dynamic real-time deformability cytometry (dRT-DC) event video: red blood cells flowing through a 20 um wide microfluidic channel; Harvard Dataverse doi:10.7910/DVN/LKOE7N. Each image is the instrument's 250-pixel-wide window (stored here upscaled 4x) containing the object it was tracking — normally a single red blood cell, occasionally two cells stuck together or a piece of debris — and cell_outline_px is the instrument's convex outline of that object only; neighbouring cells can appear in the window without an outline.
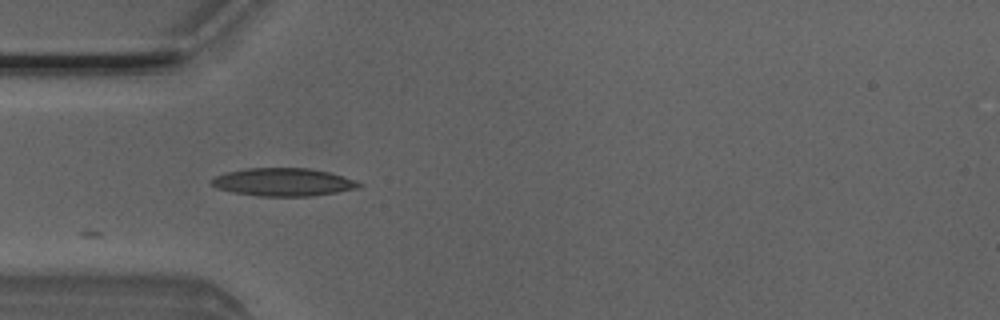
{"species": "Egyptian fruit bat (a non-hibernating species)", "species_latin": "Rousettus aegyptiacus", "temperature_condition": "room temperature", "stored_images_in_passage": 8, "camera_frame_rate_fps": 3000, "um_per_image_px": 0.085, "animal": {"sex": "male"}, "frame": {"image": 1, "passage_image": 4, "time_ms": 1.0, "image_size_px": [1000, 320], "cell_outline_px": [[364, 184], [360, 188], [312, 196], [256, 196], [232, 192], [216, 188], [208, 180], [224, 172], [248, 168], [308, 168], [328, 172], [356, 180]], "centroid_in_image_um": [24.06, 15.48], "position_along_channel_um": 60.9, "area_um2": 24.16}}